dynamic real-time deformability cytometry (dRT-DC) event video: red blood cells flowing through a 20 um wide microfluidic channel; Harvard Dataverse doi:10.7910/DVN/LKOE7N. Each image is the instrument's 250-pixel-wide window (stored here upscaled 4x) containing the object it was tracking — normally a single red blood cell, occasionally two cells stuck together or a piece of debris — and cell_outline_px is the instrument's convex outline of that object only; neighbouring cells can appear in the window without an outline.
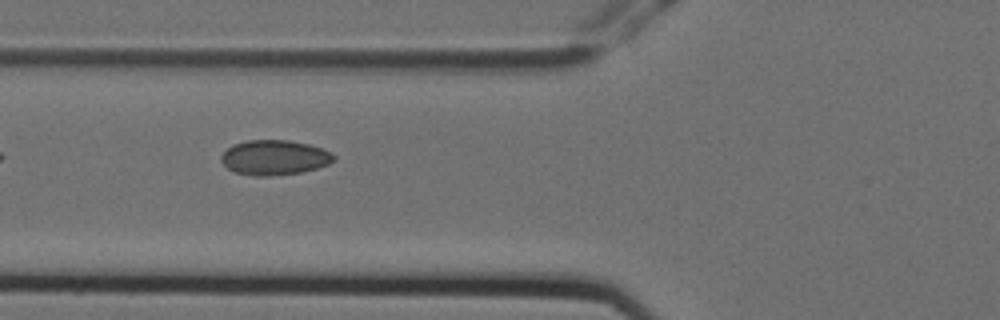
{"species": "Egyptian fruit bat (a non-hibernating species)", "species_latin": "Rousettus aegyptiacus", "temperature_condition": "cold", "stored_images_in_passage": 5, "camera_frame_rate_fps": 3000, "um_per_image_px": 0.085, "animal": {"sex": "female"}, "frame": {"image": 1, "passage_image": 4, "time_ms": 1.0, "image_size_px": [1000, 320], "cell_outline_px": [[336, 160], [328, 164], [316, 168], [300, 172], [272, 176], [256, 176], [236, 172], [228, 168], [220, 160], [220, 156], [232, 144], [248, 140], [288, 140], [308, 144], [324, 148], [332, 152], [336, 156]], "centroid_in_image_um": [23.35, 13.38], "position_along_channel_um": 102.4, "area_um2": 23.0}}
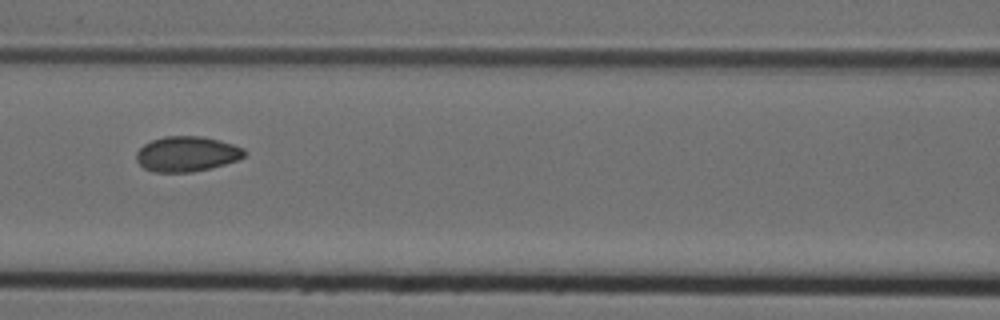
{"frame": {"image": 2, "passage_image": 5, "time_ms": 1.333, "image_size_px": [1000, 320], "cell_outline_px": [[248, 152], [244, 156], [236, 160], [224, 164], [192, 172], [152, 172], [144, 168], [136, 160], [136, 152], [144, 144], [152, 140], [164, 136], [200, 136], [220, 140], [244, 148]], "centroid_in_image_um": [15.86, 13.08], "position_along_channel_um": 150.7, "area_um2": 22.14}}